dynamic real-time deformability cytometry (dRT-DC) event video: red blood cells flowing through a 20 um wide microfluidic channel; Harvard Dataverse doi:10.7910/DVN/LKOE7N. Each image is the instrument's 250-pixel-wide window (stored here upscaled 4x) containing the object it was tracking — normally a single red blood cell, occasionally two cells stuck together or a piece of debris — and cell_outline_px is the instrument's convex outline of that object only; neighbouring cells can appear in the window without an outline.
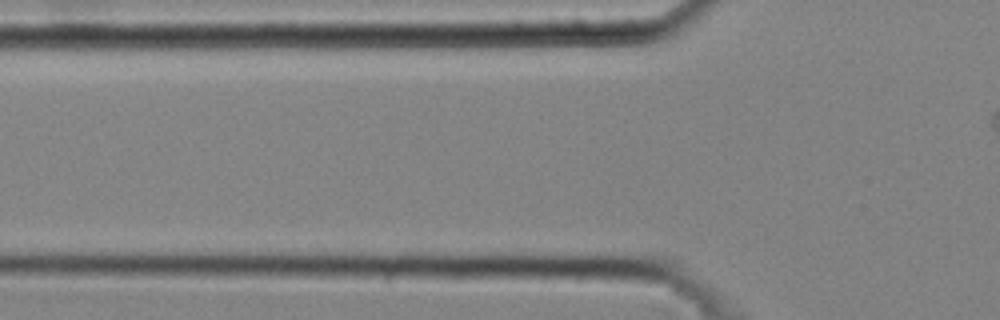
{"species": "common noctule bat (a hibernating species)", "species_latin": "Nyctalus noctula", "temperature_condition": "cold", "stored_images_in_passage": 7, "camera_frame_rate_fps": 3000, "um_per_image_px": 0.085, "animal": {"sex": "male", "body_mass_g": 20.4}, "frame": {"image": 1, "passage_image": 6, "time_ms": 1.667, "image_size_px": [1000, 320], "cell_outline_px": [[616, 216], [600, 224], [460, 224], [436, 220], [424, 212], [424, 208], [448, 204], [476, 204], [576, 208], [608, 212]], "centroid_in_image_um": [43.78, 18.26], "position_along_channel_um": 82.0, "area_um2": 22.48}}